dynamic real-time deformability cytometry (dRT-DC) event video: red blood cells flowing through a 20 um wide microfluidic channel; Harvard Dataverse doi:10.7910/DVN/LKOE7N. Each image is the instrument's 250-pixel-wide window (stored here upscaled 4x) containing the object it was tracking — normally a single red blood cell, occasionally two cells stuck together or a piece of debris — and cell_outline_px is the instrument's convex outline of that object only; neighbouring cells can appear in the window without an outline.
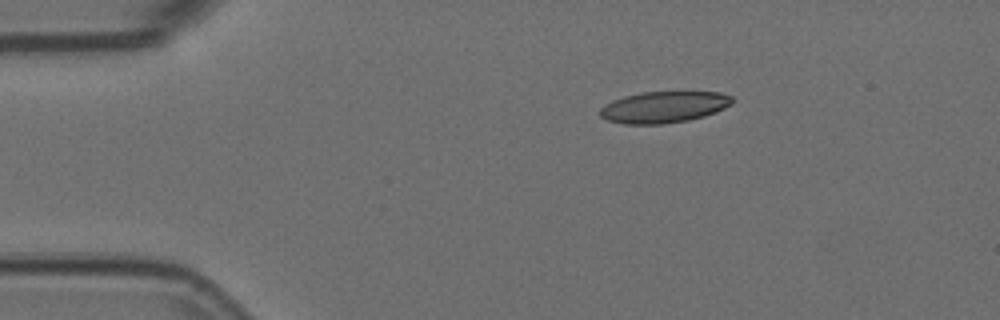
{"species": "Egyptian fruit bat (a non-hibernating species)", "species_latin": "Rousettus aegyptiacus", "temperature_condition": "room temperature", "stored_images_in_passage": 4, "camera_frame_rate_fps": 3000, "um_per_image_px": 0.085, "animal": {"sex": "female"}, "frame": {"image": 1, "passage_image": 1, "time_ms": 0.0, "image_size_px": [1000, 320], "cell_outline_px": [[732, 104], [716, 112], [704, 116], [688, 120], [664, 124], [624, 124], [608, 120], [600, 116], [600, 108], [604, 104], [612, 100], [624, 96], [644, 92], [720, 92], [732, 96]], "centroid_in_image_um": [56.42, 9.1], "position_along_channel_um": 28.6, "area_um2": 24.22}}
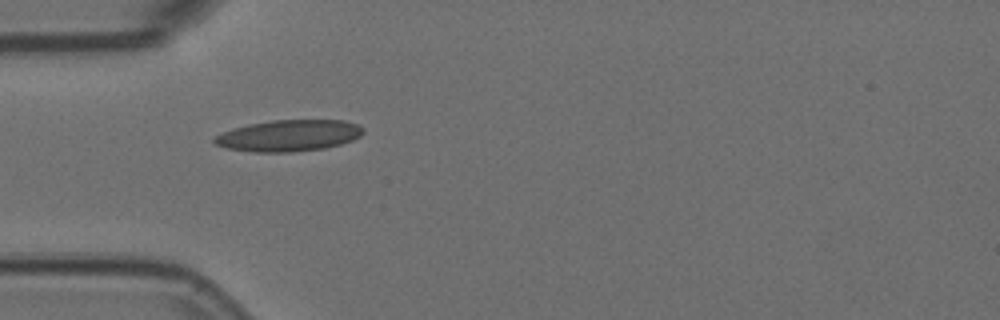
{"frame": {"image": 2, "passage_image": 3, "time_ms": 0.667, "image_size_px": [1000, 320], "cell_outline_px": [[364, 132], [360, 136], [352, 140], [340, 144], [324, 148], [292, 152], [252, 152], [228, 148], [216, 144], [212, 140], [216, 136], [232, 128], [248, 124], [272, 120], [344, 120], [360, 124], [364, 128]], "centroid_in_image_um": [24.58, 11.52], "position_along_channel_um": 60.4, "area_um2": 27.28}}
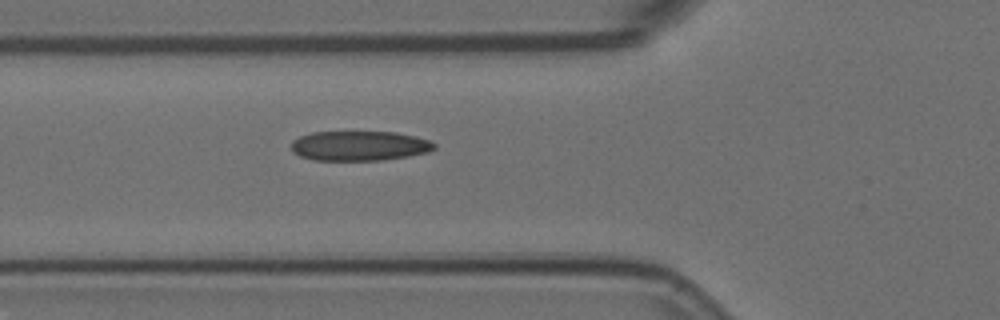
{"frame": {"image": 3, "passage_image": 4, "time_ms": 1.0, "image_size_px": [1000, 320], "cell_outline_px": [[436, 148], [428, 152], [408, 156], [380, 160], [312, 160], [300, 156], [292, 148], [292, 140], [300, 136], [312, 132], [396, 132], [416, 136], [428, 140], [436, 144]], "centroid_in_image_um": [30.57, 12.39], "position_along_channel_um": 95.2, "area_um2": 24.74}}